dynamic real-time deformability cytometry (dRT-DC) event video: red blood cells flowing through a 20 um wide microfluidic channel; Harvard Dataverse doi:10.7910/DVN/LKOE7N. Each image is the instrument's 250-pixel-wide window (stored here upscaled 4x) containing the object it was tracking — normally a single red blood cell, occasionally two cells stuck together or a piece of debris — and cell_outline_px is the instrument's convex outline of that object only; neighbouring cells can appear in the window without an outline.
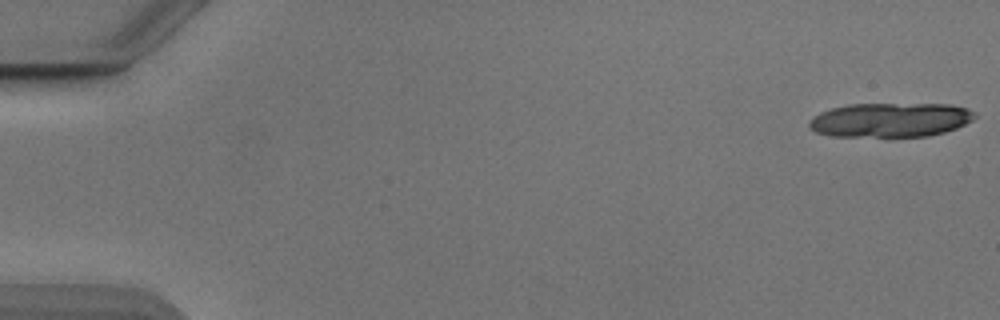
{"species": "Egyptian fruit bat (a non-hibernating species)", "species_latin": "Rousettus aegyptiacus", "temperature_condition": "cold", "stored_images_in_passage": 20, "camera_frame_rate_fps": 3000, "um_per_image_px": 0.085, "animal": {"sex": "male"}, "frame": {"image": 1, "passage_image": 1, "time_ms": 0.0, "image_size_px": [1000, 320], "cell_outline_px": [[976, 116], [972, 120], [956, 128], [944, 132], [928, 136], [832, 136], [816, 132], [808, 128], [808, 120], [812, 116], [820, 112], [832, 108], [848, 104], [952, 104], [968, 108], [976, 112]], "centroid_in_image_um": [75.67, 10.18], "position_along_channel_um": 9.3, "area_um2": 33.29}}